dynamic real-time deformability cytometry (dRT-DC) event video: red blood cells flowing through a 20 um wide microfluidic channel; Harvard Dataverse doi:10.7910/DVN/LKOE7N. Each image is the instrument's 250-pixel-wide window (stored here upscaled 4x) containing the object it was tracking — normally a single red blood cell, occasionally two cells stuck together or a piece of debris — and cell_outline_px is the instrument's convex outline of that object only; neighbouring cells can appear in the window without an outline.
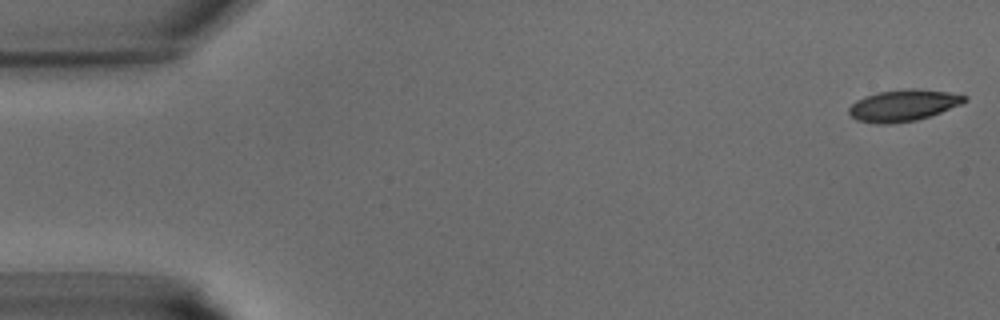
{"species": "common noctule bat (a hibernating species)", "species_latin": "Nyctalus noctula", "temperature_condition": "warm", "stored_images_in_passage": 41, "camera_frame_rate_fps": 3000, "um_per_image_px": 0.085, "animal": {"sex": "male", "body_mass_g": 15.6}, "frame": {"image": 1, "passage_image": 1, "time_ms": 0.0, "image_size_px": [1000, 320], "cell_outline_px": [[968, 100], [960, 104], [940, 112], [916, 120], [888, 124], [876, 124], [856, 120], [848, 112], [848, 108], [856, 100], [864, 96], [880, 92], [912, 88], [916, 88], [948, 92], [968, 96]], "centroid_in_image_um": [76.76, 8.96], "position_along_channel_um": 8.2, "area_um2": 21.1}}
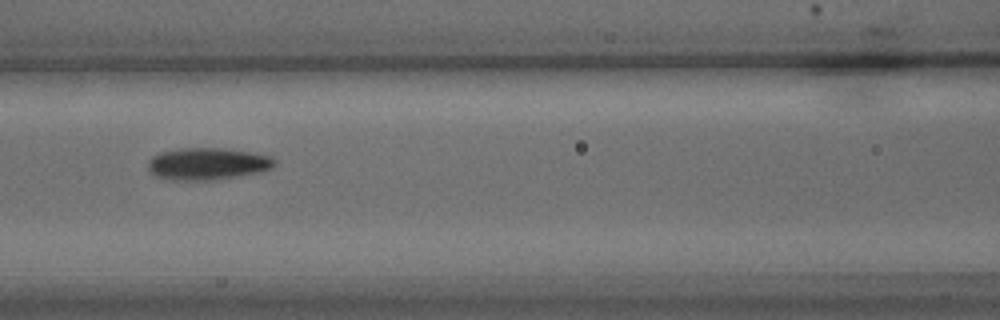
{"frame": {"image": 2, "passage_image": 18, "time_ms": 5.667, "image_size_px": [1000, 320], "cell_outline_px": [[276, 164], [272, 168], [260, 172], [236, 176], [208, 180], [172, 180], [156, 176], [148, 168], [148, 160], [152, 156], [160, 152], [180, 148], [224, 148], [252, 152], [272, 156], [276, 160]], "centroid_in_image_um": [17.66, 13.91], "position_along_channel_um": 148.9, "area_um2": 23.7}}
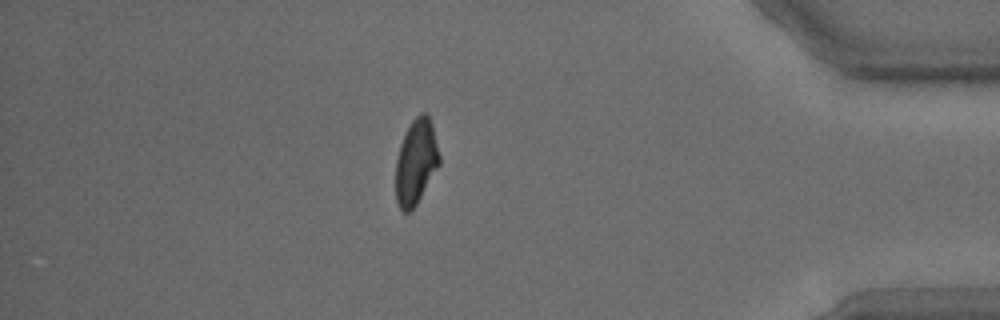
{"frame": {"image": 3, "passage_image": 36, "time_ms": 11.667, "image_size_px": [1000, 320], "cell_outline_px": [[440, 164], [416, 204], [408, 212], [404, 212], [400, 208], [396, 200], [396, 160], [400, 144], [412, 120], [420, 112], [428, 112], [432, 124], [440, 156]], "centroid_in_image_um": [35.37, 13.73], "position_along_channel_um": 399.8, "area_um2": 21.5}}